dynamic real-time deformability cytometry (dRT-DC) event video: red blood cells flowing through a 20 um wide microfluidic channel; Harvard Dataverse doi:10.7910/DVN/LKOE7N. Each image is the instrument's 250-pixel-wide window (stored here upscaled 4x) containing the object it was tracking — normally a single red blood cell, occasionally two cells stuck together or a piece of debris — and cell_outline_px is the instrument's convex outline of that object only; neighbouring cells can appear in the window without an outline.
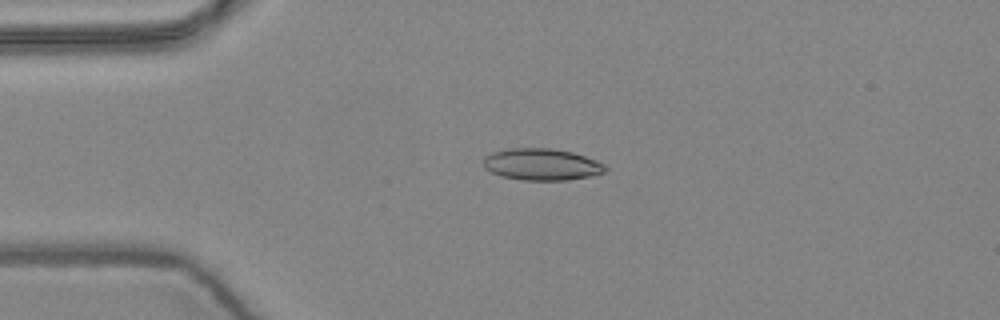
{"species": "common noctule bat (a hibernating species)", "species_latin": "Nyctalus noctula", "temperature_condition": "warm", "stored_images_in_passage": 5, "camera_frame_rate_fps": 3000, "um_per_image_px": 0.085, "animal": {"sex": "female", "body_mass_g": 24.6, "forearm_length_mm": 56.2}, "frame": {"image": 1, "passage_image": 3, "time_ms": 0.667, "image_size_px": [1000, 320], "cell_outline_px": [[608, 168], [604, 172], [588, 176], [568, 180], [524, 180], [500, 176], [484, 168], [484, 156], [492, 152], [508, 148], [552, 148], [572, 152], [596, 160], [604, 164]], "centroid_in_image_um": [46.02, 13.97], "position_along_channel_um": 39.0, "area_um2": 22.54}}
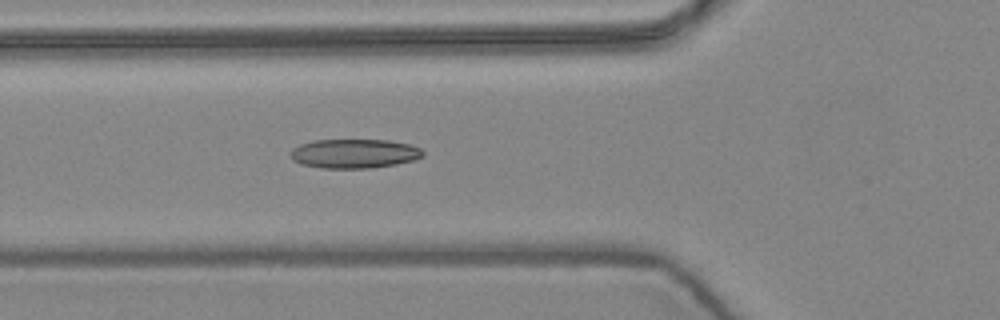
{"frame": {"image": 2, "passage_image": 5, "time_ms": 1.333, "image_size_px": [1000, 320], "cell_outline_px": [[424, 156], [416, 160], [396, 164], [372, 168], [320, 168], [300, 164], [292, 160], [292, 148], [300, 144], [312, 140], [388, 140], [408, 144], [420, 148], [424, 152]], "centroid_in_image_um": [30.12, 13.06], "position_along_channel_um": 95.7, "area_um2": 22.66}}